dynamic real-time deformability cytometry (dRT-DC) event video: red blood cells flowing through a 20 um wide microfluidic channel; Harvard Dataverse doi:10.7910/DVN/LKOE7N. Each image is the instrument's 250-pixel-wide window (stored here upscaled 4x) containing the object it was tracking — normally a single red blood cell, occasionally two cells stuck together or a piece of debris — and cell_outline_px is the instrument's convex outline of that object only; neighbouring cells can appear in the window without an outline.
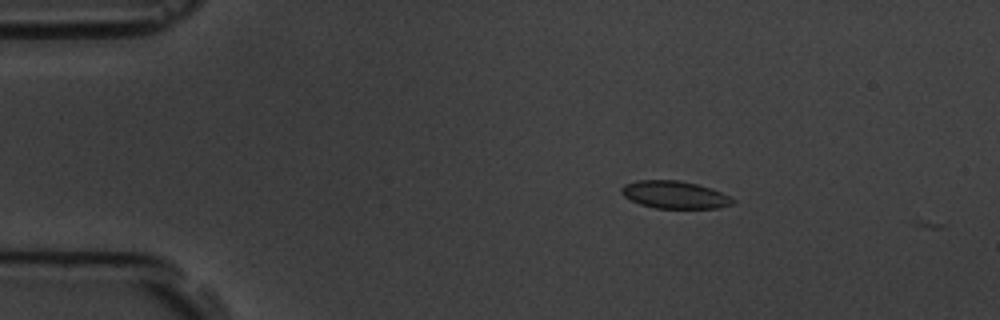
{"species": "common noctule bat (a hibernating species)", "species_latin": "Nyctalus noctula", "temperature_condition": "room temperature", "stored_images_in_passage": 5, "camera_frame_rate_fps": 3000, "um_per_image_px": 0.085, "animal": {"sex": "male", "body_mass_g": 19.5, "forearm_length_mm": 54.6}, "frame": {"image": 1, "passage_image": 3, "time_ms": 2.333, "image_size_px": [1000, 320], "cell_outline_px": [[736, 200], [732, 204], [720, 208], [656, 208], [640, 204], [624, 196], [620, 192], [620, 188], [624, 184], [636, 180], [680, 180], [712, 188]], "centroid_in_image_um": [57.33, 16.55], "position_along_channel_um": 27.7, "area_um2": 17.86}}